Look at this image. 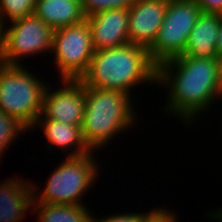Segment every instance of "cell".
Listing matches in <instances>:
<instances>
[{
    "mask_svg": "<svg viewBox=\"0 0 222 222\" xmlns=\"http://www.w3.org/2000/svg\"><path fill=\"white\" fill-rule=\"evenodd\" d=\"M168 92L165 110L190 124L222 97L218 59L178 56L157 66V85ZM169 87V88H168Z\"/></svg>",
    "mask_w": 222,
    "mask_h": 222,
    "instance_id": "6da1fadb",
    "label": "cell"
},
{
    "mask_svg": "<svg viewBox=\"0 0 222 222\" xmlns=\"http://www.w3.org/2000/svg\"><path fill=\"white\" fill-rule=\"evenodd\" d=\"M157 66L148 49L135 44L95 51L89 69L80 79L85 86L131 94L140 83H156Z\"/></svg>",
    "mask_w": 222,
    "mask_h": 222,
    "instance_id": "7a4b0ae2",
    "label": "cell"
},
{
    "mask_svg": "<svg viewBox=\"0 0 222 222\" xmlns=\"http://www.w3.org/2000/svg\"><path fill=\"white\" fill-rule=\"evenodd\" d=\"M131 103L130 94L122 91L85 86L81 133L91 151L106 147L116 134L134 125L136 112Z\"/></svg>",
    "mask_w": 222,
    "mask_h": 222,
    "instance_id": "3957f363",
    "label": "cell"
},
{
    "mask_svg": "<svg viewBox=\"0 0 222 222\" xmlns=\"http://www.w3.org/2000/svg\"><path fill=\"white\" fill-rule=\"evenodd\" d=\"M22 65L0 63V110L33 129L42 112L47 83Z\"/></svg>",
    "mask_w": 222,
    "mask_h": 222,
    "instance_id": "277c9868",
    "label": "cell"
},
{
    "mask_svg": "<svg viewBox=\"0 0 222 222\" xmlns=\"http://www.w3.org/2000/svg\"><path fill=\"white\" fill-rule=\"evenodd\" d=\"M93 154L92 151L88 155L67 156L63 164L50 174L40 195L37 193L38 187L34 186L36 184H32L33 203L83 205L80 200L96 182L99 173Z\"/></svg>",
    "mask_w": 222,
    "mask_h": 222,
    "instance_id": "5b68a950",
    "label": "cell"
},
{
    "mask_svg": "<svg viewBox=\"0 0 222 222\" xmlns=\"http://www.w3.org/2000/svg\"><path fill=\"white\" fill-rule=\"evenodd\" d=\"M202 10L195 0H169L164 22L157 38L148 49L151 61L156 65L183 55L188 36Z\"/></svg>",
    "mask_w": 222,
    "mask_h": 222,
    "instance_id": "8992f818",
    "label": "cell"
},
{
    "mask_svg": "<svg viewBox=\"0 0 222 222\" xmlns=\"http://www.w3.org/2000/svg\"><path fill=\"white\" fill-rule=\"evenodd\" d=\"M10 23L0 28V63L21 65L22 57L51 52L54 30L35 14Z\"/></svg>",
    "mask_w": 222,
    "mask_h": 222,
    "instance_id": "52a82bcc",
    "label": "cell"
},
{
    "mask_svg": "<svg viewBox=\"0 0 222 222\" xmlns=\"http://www.w3.org/2000/svg\"><path fill=\"white\" fill-rule=\"evenodd\" d=\"M52 52L61 79L80 80L95 52L87 20L54 30Z\"/></svg>",
    "mask_w": 222,
    "mask_h": 222,
    "instance_id": "ba28073f",
    "label": "cell"
},
{
    "mask_svg": "<svg viewBox=\"0 0 222 222\" xmlns=\"http://www.w3.org/2000/svg\"><path fill=\"white\" fill-rule=\"evenodd\" d=\"M61 81L64 88L60 87L53 92L47 85L42 112L37 119H50L81 127L85 111V85L81 80Z\"/></svg>",
    "mask_w": 222,
    "mask_h": 222,
    "instance_id": "9c48e42d",
    "label": "cell"
},
{
    "mask_svg": "<svg viewBox=\"0 0 222 222\" xmlns=\"http://www.w3.org/2000/svg\"><path fill=\"white\" fill-rule=\"evenodd\" d=\"M169 0H136L129 8V43L149 49L164 22Z\"/></svg>",
    "mask_w": 222,
    "mask_h": 222,
    "instance_id": "30bf717a",
    "label": "cell"
},
{
    "mask_svg": "<svg viewBox=\"0 0 222 222\" xmlns=\"http://www.w3.org/2000/svg\"><path fill=\"white\" fill-rule=\"evenodd\" d=\"M86 20L91 29L95 51L129 44V9L104 10L86 17Z\"/></svg>",
    "mask_w": 222,
    "mask_h": 222,
    "instance_id": "8fae6325",
    "label": "cell"
},
{
    "mask_svg": "<svg viewBox=\"0 0 222 222\" xmlns=\"http://www.w3.org/2000/svg\"><path fill=\"white\" fill-rule=\"evenodd\" d=\"M24 181V178H9L1 182L0 222H22L26 211L32 209L33 187Z\"/></svg>",
    "mask_w": 222,
    "mask_h": 222,
    "instance_id": "7c38bea8",
    "label": "cell"
},
{
    "mask_svg": "<svg viewBox=\"0 0 222 222\" xmlns=\"http://www.w3.org/2000/svg\"><path fill=\"white\" fill-rule=\"evenodd\" d=\"M220 14L201 12L181 56L218 59L216 44Z\"/></svg>",
    "mask_w": 222,
    "mask_h": 222,
    "instance_id": "4fadbf2b",
    "label": "cell"
},
{
    "mask_svg": "<svg viewBox=\"0 0 222 222\" xmlns=\"http://www.w3.org/2000/svg\"><path fill=\"white\" fill-rule=\"evenodd\" d=\"M39 126H43L41 129H43V133L47 139L46 148L50 147L52 150V147L56 146L62 148L63 151L64 149L69 150L72 146L75 147L76 149L74 150L70 148L69 152L71 153L67 154V156L88 155L92 152L83 140L80 126L57 122L50 119H37L33 128L37 129Z\"/></svg>",
    "mask_w": 222,
    "mask_h": 222,
    "instance_id": "5bb4252c",
    "label": "cell"
},
{
    "mask_svg": "<svg viewBox=\"0 0 222 222\" xmlns=\"http://www.w3.org/2000/svg\"><path fill=\"white\" fill-rule=\"evenodd\" d=\"M34 14L53 30L86 19L81 0H37Z\"/></svg>",
    "mask_w": 222,
    "mask_h": 222,
    "instance_id": "9a60e30c",
    "label": "cell"
},
{
    "mask_svg": "<svg viewBox=\"0 0 222 222\" xmlns=\"http://www.w3.org/2000/svg\"><path fill=\"white\" fill-rule=\"evenodd\" d=\"M38 222H92L93 215L86 205H60L51 203H33Z\"/></svg>",
    "mask_w": 222,
    "mask_h": 222,
    "instance_id": "2e32d148",
    "label": "cell"
},
{
    "mask_svg": "<svg viewBox=\"0 0 222 222\" xmlns=\"http://www.w3.org/2000/svg\"><path fill=\"white\" fill-rule=\"evenodd\" d=\"M26 130L29 131L30 129L21 121L0 110V158L4 155L2 153L10 147L9 145L15 141L16 137L19 138V133L22 134Z\"/></svg>",
    "mask_w": 222,
    "mask_h": 222,
    "instance_id": "e0dca14e",
    "label": "cell"
},
{
    "mask_svg": "<svg viewBox=\"0 0 222 222\" xmlns=\"http://www.w3.org/2000/svg\"><path fill=\"white\" fill-rule=\"evenodd\" d=\"M37 0H0V28L4 19L11 21L34 14ZM6 16V17H5Z\"/></svg>",
    "mask_w": 222,
    "mask_h": 222,
    "instance_id": "ac0fdd59",
    "label": "cell"
},
{
    "mask_svg": "<svg viewBox=\"0 0 222 222\" xmlns=\"http://www.w3.org/2000/svg\"><path fill=\"white\" fill-rule=\"evenodd\" d=\"M85 17L109 9H129L136 0H81Z\"/></svg>",
    "mask_w": 222,
    "mask_h": 222,
    "instance_id": "d6986e66",
    "label": "cell"
},
{
    "mask_svg": "<svg viewBox=\"0 0 222 222\" xmlns=\"http://www.w3.org/2000/svg\"><path fill=\"white\" fill-rule=\"evenodd\" d=\"M149 212L146 211V213H139L138 212H130V213H124V214H115L110 215L108 217L100 218L99 220L94 216L92 219V222H143V219L147 216ZM97 219V220H96Z\"/></svg>",
    "mask_w": 222,
    "mask_h": 222,
    "instance_id": "ffe728a7",
    "label": "cell"
},
{
    "mask_svg": "<svg viewBox=\"0 0 222 222\" xmlns=\"http://www.w3.org/2000/svg\"><path fill=\"white\" fill-rule=\"evenodd\" d=\"M159 208L150 211L147 216L143 219V222H177L176 213L168 212L166 209Z\"/></svg>",
    "mask_w": 222,
    "mask_h": 222,
    "instance_id": "44dd1931",
    "label": "cell"
},
{
    "mask_svg": "<svg viewBox=\"0 0 222 222\" xmlns=\"http://www.w3.org/2000/svg\"><path fill=\"white\" fill-rule=\"evenodd\" d=\"M202 12L222 15V0H195Z\"/></svg>",
    "mask_w": 222,
    "mask_h": 222,
    "instance_id": "7402d4cb",
    "label": "cell"
},
{
    "mask_svg": "<svg viewBox=\"0 0 222 222\" xmlns=\"http://www.w3.org/2000/svg\"><path fill=\"white\" fill-rule=\"evenodd\" d=\"M218 58L222 57V15H220V24L218 29V39L216 44Z\"/></svg>",
    "mask_w": 222,
    "mask_h": 222,
    "instance_id": "603a6c76",
    "label": "cell"
},
{
    "mask_svg": "<svg viewBox=\"0 0 222 222\" xmlns=\"http://www.w3.org/2000/svg\"><path fill=\"white\" fill-rule=\"evenodd\" d=\"M210 214L208 215L209 217L211 216V217H214L213 219H219V222L221 221L222 222V209L220 210L219 209V211H212V213L211 212H209Z\"/></svg>",
    "mask_w": 222,
    "mask_h": 222,
    "instance_id": "cb8c5ba5",
    "label": "cell"
},
{
    "mask_svg": "<svg viewBox=\"0 0 222 222\" xmlns=\"http://www.w3.org/2000/svg\"><path fill=\"white\" fill-rule=\"evenodd\" d=\"M218 64H219V83H220V88L222 90V57L218 58Z\"/></svg>",
    "mask_w": 222,
    "mask_h": 222,
    "instance_id": "d4e9b609",
    "label": "cell"
}]
</instances>
